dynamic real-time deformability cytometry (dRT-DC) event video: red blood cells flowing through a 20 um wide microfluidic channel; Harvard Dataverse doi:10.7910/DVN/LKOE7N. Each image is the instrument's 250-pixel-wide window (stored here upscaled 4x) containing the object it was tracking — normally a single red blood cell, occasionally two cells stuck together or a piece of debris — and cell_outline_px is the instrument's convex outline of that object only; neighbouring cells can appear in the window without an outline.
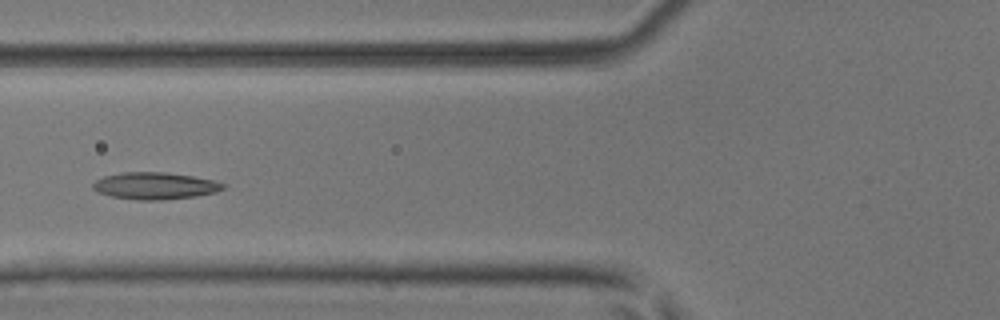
{"species": "common noctule bat (a hibernating species)", "species_latin": "Nyctalus noctula", "temperature_condition": "room temperature", "stored_images_in_passage": 4, "camera_frame_rate_fps": 3000, "um_per_image_px": 0.085, "animal": {"sex": "male", "body_mass_g": 17.9, "forearm_length_mm": 54.2}, "frame": {"image": 1, "passage_image": 4, "time_ms": 1.0, "image_size_px": [1000, 320], "cell_outline_px": [[224, 188], [216, 192], [196, 196], [160, 200], [136, 200], [112, 196], [100, 192], [92, 188], [92, 184], [96, 180], [104, 176], [124, 172], [164, 172], [192, 176], [212, 180], [224, 184]], "centroid_in_image_um": [13.16, 15.79], "position_along_channel_um": 112.6, "area_um2": 20.23}}